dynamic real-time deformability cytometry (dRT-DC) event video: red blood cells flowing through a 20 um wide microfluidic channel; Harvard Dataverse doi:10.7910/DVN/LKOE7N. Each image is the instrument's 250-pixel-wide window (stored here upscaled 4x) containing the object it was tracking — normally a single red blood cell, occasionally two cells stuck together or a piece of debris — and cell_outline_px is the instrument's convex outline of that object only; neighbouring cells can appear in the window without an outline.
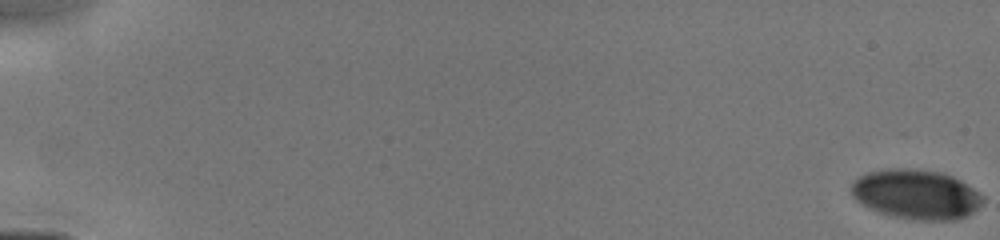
{"species": "human", "species_latin": "Homo sapiens", "temperature_condition": "cold", "stored_images_in_passage": 9, "camera_frame_rate_fps": 3000, "um_per_image_px": 0.085, "donor": {"sex": "male"}, "frame": {"image": 1, "passage_image": 1, "time_ms": 0.0, "image_size_px": [1000, 240], "cell_outline_px": [[984, 200], [968, 216], [956, 220], [912, 220], [892, 216], [868, 208], [860, 204], [852, 196], [852, 180], [868, 172], [888, 168], [908, 168], [944, 172], [960, 180], [984, 196]], "centroid_in_image_um": [77.85, 16.52], "position_along_channel_um": 7.1, "area_um2": 38.26}}
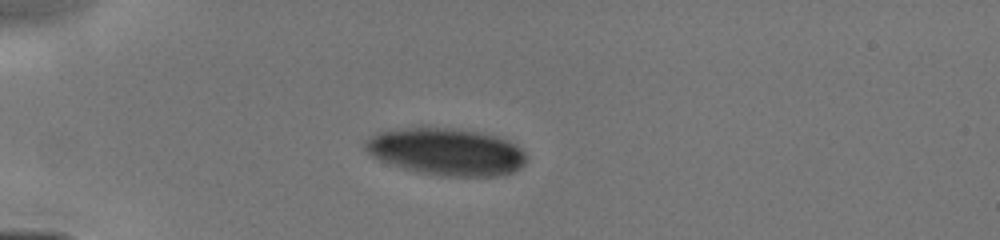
{"frame": {"image": 2, "passage_image": 7, "time_ms": 4.667, "image_size_px": [1000, 240], "cell_outline_px": [[528, 160], [520, 168], [512, 172], [500, 176], [440, 176], [416, 172], [380, 160], [372, 156], [364, 148], [364, 144], [372, 136], [380, 132], [420, 124], [424, 124], [480, 132], [500, 136], [516, 144], [528, 156]], "centroid_in_image_um": [37.97, 12.86], "position_along_channel_um": 47.0, "area_um2": 45.2}}
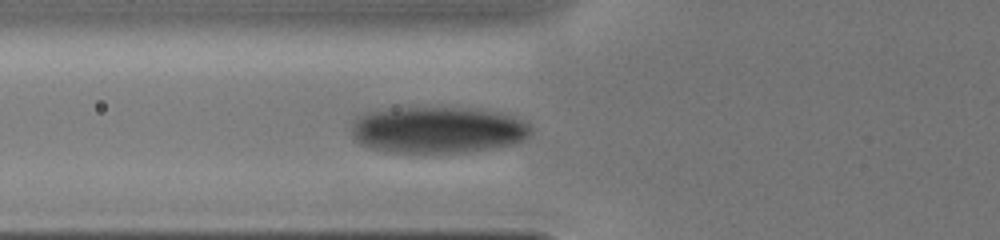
{"frame": {"image": 3, "passage_image": 9, "time_ms": 6.333, "image_size_px": [1000, 240], "cell_outline_px": [[532, 132], [520, 140], [512, 144], [500, 148], [468, 152], [388, 152], [372, 148], [360, 144], [352, 136], [352, 124], [364, 112], [400, 108], [468, 108], [504, 112], [528, 120], [532, 124]], "centroid_in_image_um": [37.29, 11.04], "position_along_channel_um": 88.5, "area_um2": 49.13}}